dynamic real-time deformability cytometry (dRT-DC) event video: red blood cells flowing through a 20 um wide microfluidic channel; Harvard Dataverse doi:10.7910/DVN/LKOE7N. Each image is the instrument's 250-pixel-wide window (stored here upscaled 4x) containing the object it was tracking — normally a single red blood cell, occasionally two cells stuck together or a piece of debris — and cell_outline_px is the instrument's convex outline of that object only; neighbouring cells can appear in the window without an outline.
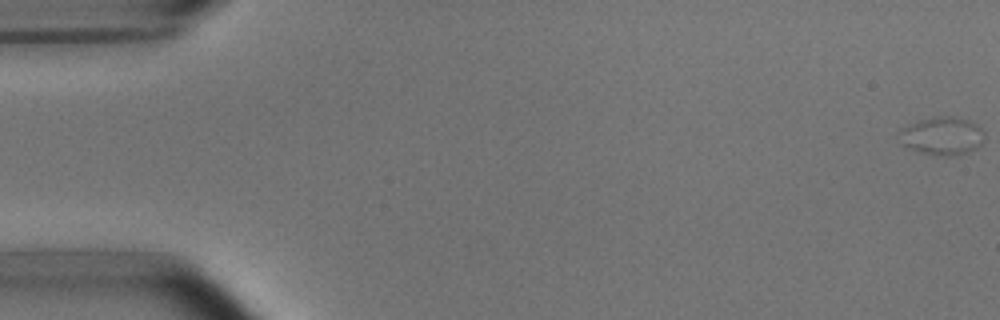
{"species": "common noctule bat (a hibernating species)", "species_latin": "Nyctalus noctula", "temperature_condition": "room temperature", "stored_images_in_passage": 59, "segment_of_instrument_passage": [1, 2], "camera_frame_rate_fps": 3000, "um_per_image_px": 0.085, "animal": {"sex": "male", "body_mass_g": 15.6}, "frame": {"image": 1, "passage_image": 1, "time_ms": 0.0, "image_size_px": [1000, 320], "cell_outline_px": [[984, 140], [976, 148], [968, 152], [956, 156], [940, 156], [920, 152], [900, 144], [896, 132], [904, 124], [916, 120], [932, 116], [952, 116], [968, 120], [976, 124], [984, 132]], "centroid_in_image_um": [80.0, 11.54], "position_along_channel_um": 5.0, "area_um2": 19.54}}
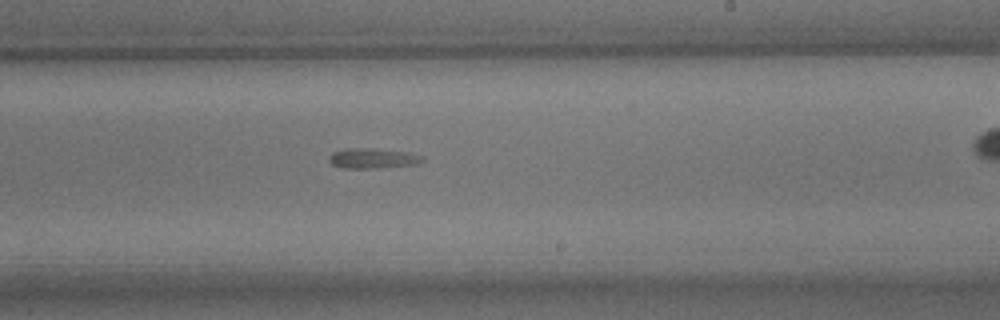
{"frame": {"image": 2, "passage_image": 35, "time_ms": 11.333, "image_size_px": [1000, 320], "cell_outline_px": [[424, 160], [416, 164], [380, 168], [340, 168], [332, 164], [328, 160], [328, 156], [332, 152], [348, 148], [372, 148], [408, 152], [424, 156]], "centroid_in_image_um": [31.66, 13.46], "position_along_channel_um": 257.3, "area_um2": 11.1}}
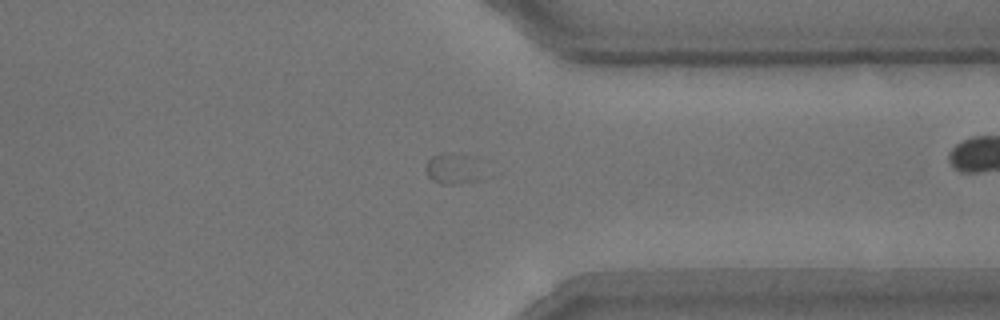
{"frame": {"image": 3, "passage_image": 45, "time_ms": 14.667, "image_size_px": [1000, 320], "cell_outline_px": [[484, 180], [448, 184], [440, 184], [432, 180], [428, 176], [424, 168], [424, 164], [432, 156], [476, 156]], "centroid_in_image_um": [38.54, 14.4], "position_along_channel_um": 372.9, "area_um2": 10.06}}